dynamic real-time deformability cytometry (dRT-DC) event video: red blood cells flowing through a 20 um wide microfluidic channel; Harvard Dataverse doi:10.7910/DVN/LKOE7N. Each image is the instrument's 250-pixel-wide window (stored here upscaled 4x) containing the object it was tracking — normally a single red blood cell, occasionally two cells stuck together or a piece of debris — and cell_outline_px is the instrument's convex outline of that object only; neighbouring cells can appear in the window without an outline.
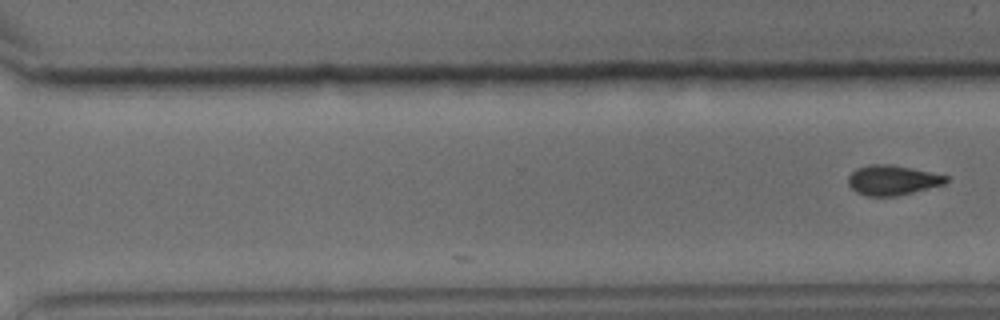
{"species": "common noctule bat (a hibernating species)", "species_latin": "Nyctalus noctula", "temperature_condition": "cold", "stored_images_in_passage": 26, "segment_of_instrument_passage": [2, 2], "camera_frame_rate_fps": 3000, "um_per_image_px": 0.085, "animal": {"sex": "male", "body_mass_g": 15.6}, "frame": {"image": 1, "passage_image": 26, "time_ms": 8.333, "image_size_px": [1000, 320], "cell_outline_px": [[948, 180], [944, 184], [896, 196], [868, 196], [856, 192], [848, 184], [848, 176], [856, 168], [868, 164], [888, 164], [948, 176]], "centroid_in_image_um": [75.8, 15.31], "position_along_channel_um": 294.8, "area_um2": 16.76}}